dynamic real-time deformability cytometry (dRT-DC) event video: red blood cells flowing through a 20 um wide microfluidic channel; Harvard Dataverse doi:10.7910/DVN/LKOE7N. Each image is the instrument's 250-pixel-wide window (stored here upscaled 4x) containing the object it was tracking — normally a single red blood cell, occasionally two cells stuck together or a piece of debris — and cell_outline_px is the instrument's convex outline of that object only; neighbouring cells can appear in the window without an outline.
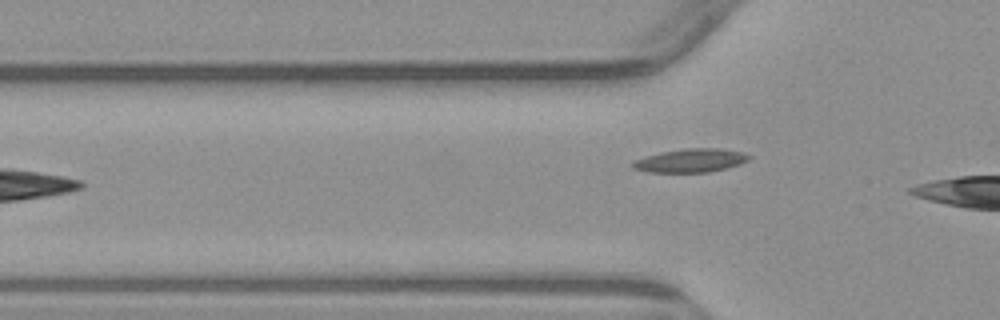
{"species": "common noctule bat (a hibernating species)", "species_latin": "Nyctalus noctula", "temperature_condition": "warm", "stored_images_in_passage": 5, "camera_frame_rate_fps": 3000, "um_per_image_px": 0.085, "animal": {"sex": "male", "body_mass_g": 23.1, "forearm_length_mm": 52.7}, "frame": {"image": 1, "passage_image": 5, "time_ms": 5.667, "image_size_px": [1000, 320], "cell_outline_px": [[752, 156], [748, 160], [740, 164], [708, 172], [648, 172], [632, 168], [628, 164], [632, 160], [660, 152], [684, 148], [720, 148], [744, 152]], "centroid_in_image_um": [58.66, 13.63], "position_along_channel_um": 67.1, "area_um2": 16.13}}